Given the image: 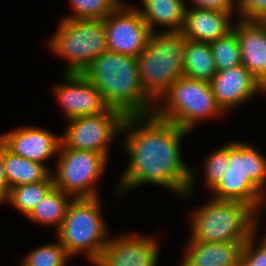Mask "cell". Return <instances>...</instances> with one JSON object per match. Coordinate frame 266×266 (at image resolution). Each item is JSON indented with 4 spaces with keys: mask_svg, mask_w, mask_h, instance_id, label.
<instances>
[{
    "mask_svg": "<svg viewBox=\"0 0 266 266\" xmlns=\"http://www.w3.org/2000/svg\"><path fill=\"white\" fill-rule=\"evenodd\" d=\"M108 51L137 57L152 33L137 8L123 1L104 18Z\"/></svg>",
    "mask_w": 266,
    "mask_h": 266,
    "instance_id": "obj_10",
    "label": "cell"
},
{
    "mask_svg": "<svg viewBox=\"0 0 266 266\" xmlns=\"http://www.w3.org/2000/svg\"><path fill=\"white\" fill-rule=\"evenodd\" d=\"M158 256L155 238L122 233L109 238L100 256V266H157Z\"/></svg>",
    "mask_w": 266,
    "mask_h": 266,
    "instance_id": "obj_12",
    "label": "cell"
},
{
    "mask_svg": "<svg viewBox=\"0 0 266 266\" xmlns=\"http://www.w3.org/2000/svg\"><path fill=\"white\" fill-rule=\"evenodd\" d=\"M229 169L226 173L244 174L263 192L266 190V158L250 144L228 143Z\"/></svg>",
    "mask_w": 266,
    "mask_h": 266,
    "instance_id": "obj_18",
    "label": "cell"
},
{
    "mask_svg": "<svg viewBox=\"0 0 266 266\" xmlns=\"http://www.w3.org/2000/svg\"><path fill=\"white\" fill-rule=\"evenodd\" d=\"M237 32L242 65L266 89V25L262 21L238 19Z\"/></svg>",
    "mask_w": 266,
    "mask_h": 266,
    "instance_id": "obj_15",
    "label": "cell"
},
{
    "mask_svg": "<svg viewBox=\"0 0 266 266\" xmlns=\"http://www.w3.org/2000/svg\"><path fill=\"white\" fill-rule=\"evenodd\" d=\"M212 198L238 201L251 206L255 211L262 206L264 195L244 174L225 173L219 183L211 190Z\"/></svg>",
    "mask_w": 266,
    "mask_h": 266,
    "instance_id": "obj_20",
    "label": "cell"
},
{
    "mask_svg": "<svg viewBox=\"0 0 266 266\" xmlns=\"http://www.w3.org/2000/svg\"><path fill=\"white\" fill-rule=\"evenodd\" d=\"M48 44L58 57L67 61L64 73H82L108 51L104 19L63 18Z\"/></svg>",
    "mask_w": 266,
    "mask_h": 266,
    "instance_id": "obj_7",
    "label": "cell"
},
{
    "mask_svg": "<svg viewBox=\"0 0 266 266\" xmlns=\"http://www.w3.org/2000/svg\"><path fill=\"white\" fill-rule=\"evenodd\" d=\"M0 142L12 153L45 165V161L58 154L61 137L38 127H24L0 135Z\"/></svg>",
    "mask_w": 266,
    "mask_h": 266,
    "instance_id": "obj_14",
    "label": "cell"
},
{
    "mask_svg": "<svg viewBox=\"0 0 266 266\" xmlns=\"http://www.w3.org/2000/svg\"><path fill=\"white\" fill-rule=\"evenodd\" d=\"M5 175L10 188L43 181L51 172L42 164L30 161L9 151L3 145Z\"/></svg>",
    "mask_w": 266,
    "mask_h": 266,
    "instance_id": "obj_21",
    "label": "cell"
},
{
    "mask_svg": "<svg viewBox=\"0 0 266 266\" xmlns=\"http://www.w3.org/2000/svg\"><path fill=\"white\" fill-rule=\"evenodd\" d=\"M216 102L224 113L244 104L255 94L266 92L261 83L243 66L217 71L210 82Z\"/></svg>",
    "mask_w": 266,
    "mask_h": 266,
    "instance_id": "obj_13",
    "label": "cell"
},
{
    "mask_svg": "<svg viewBox=\"0 0 266 266\" xmlns=\"http://www.w3.org/2000/svg\"><path fill=\"white\" fill-rule=\"evenodd\" d=\"M54 186L50 173L43 181L10 188L8 202L27 217Z\"/></svg>",
    "mask_w": 266,
    "mask_h": 266,
    "instance_id": "obj_24",
    "label": "cell"
},
{
    "mask_svg": "<svg viewBox=\"0 0 266 266\" xmlns=\"http://www.w3.org/2000/svg\"><path fill=\"white\" fill-rule=\"evenodd\" d=\"M187 38L181 31L152 32L136 57L143 91L157 103L172 83L184 76Z\"/></svg>",
    "mask_w": 266,
    "mask_h": 266,
    "instance_id": "obj_3",
    "label": "cell"
},
{
    "mask_svg": "<svg viewBox=\"0 0 266 266\" xmlns=\"http://www.w3.org/2000/svg\"><path fill=\"white\" fill-rule=\"evenodd\" d=\"M109 108L125 116L152 115L156 103L143 91L135 57L106 51L82 72Z\"/></svg>",
    "mask_w": 266,
    "mask_h": 266,
    "instance_id": "obj_2",
    "label": "cell"
},
{
    "mask_svg": "<svg viewBox=\"0 0 266 266\" xmlns=\"http://www.w3.org/2000/svg\"><path fill=\"white\" fill-rule=\"evenodd\" d=\"M184 76L211 82L217 72L208 42L186 40L184 53Z\"/></svg>",
    "mask_w": 266,
    "mask_h": 266,
    "instance_id": "obj_22",
    "label": "cell"
},
{
    "mask_svg": "<svg viewBox=\"0 0 266 266\" xmlns=\"http://www.w3.org/2000/svg\"><path fill=\"white\" fill-rule=\"evenodd\" d=\"M125 117L121 111L108 107L96 115L69 119L61 143L71 149L101 153L109 160L108 145L121 134Z\"/></svg>",
    "mask_w": 266,
    "mask_h": 266,
    "instance_id": "obj_9",
    "label": "cell"
},
{
    "mask_svg": "<svg viewBox=\"0 0 266 266\" xmlns=\"http://www.w3.org/2000/svg\"><path fill=\"white\" fill-rule=\"evenodd\" d=\"M68 256L66 249L59 241L51 242L31 250L21 264L24 266H61Z\"/></svg>",
    "mask_w": 266,
    "mask_h": 266,
    "instance_id": "obj_27",
    "label": "cell"
},
{
    "mask_svg": "<svg viewBox=\"0 0 266 266\" xmlns=\"http://www.w3.org/2000/svg\"><path fill=\"white\" fill-rule=\"evenodd\" d=\"M193 7L234 12L237 0H192Z\"/></svg>",
    "mask_w": 266,
    "mask_h": 266,
    "instance_id": "obj_31",
    "label": "cell"
},
{
    "mask_svg": "<svg viewBox=\"0 0 266 266\" xmlns=\"http://www.w3.org/2000/svg\"><path fill=\"white\" fill-rule=\"evenodd\" d=\"M256 214L242 202L211 198L192 213L190 241L245 243L258 229Z\"/></svg>",
    "mask_w": 266,
    "mask_h": 266,
    "instance_id": "obj_4",
    "label": "cell"
},
{
    "mask_svg": "<svg viewBox=\"0 0 266 266\" xmlns=\"http://www.w3.org/2000/svg\"><path fill=\"white\" fill-rule=\"evenodd\" d=\"M217 71L242 65L237 32L233 29L227 35L209 43Z\"/></svg>",
    "mask_w": 266,
    "mask_h": 266,
    "instance_id": "obj_25",
    "label": "cell"
},
{
    "mask_svg": "<svg viewBox=\"0 0 266 266\" xmlns=\"http://www.w3.org/2000/svg\"><path fill=\"white\" fill-rule=\"evenodd\" d=\"M243 244L189 241L180 266H241Z\"/></svg>",
    "mask_w": 266,
    "mask_h": 266,
    "instance_id": "obj_17",
    "label": "cell"
},
{
    "mask_svg": "<svg viewBox=\"0 0 266 266\" xmlns=\"http://www.w3.org/2000/svg\"><path fill=\"white\" fill-rule=\"evenodd\" d=\"M102 216L99 197L71 198L64 221L56 231L69 256L84 253L89 262L100 266V256L110 238Z\"/></svg>",
    "mask_w": 266,
    "mask_h": 266,
    "instance_id": "obj_5",
    "label": "cell"
},
{
    "mask_svg": "<svg viewBox=\"0 0 266 266\" xmlns=\"http://www.w3.org/2000/svg\"><path fill=\"white\" fill-rule=\"evenodd\" d=\"M143 9L137 10L151 32L156 26L166 27L163 31H181L184 25L187 5L184 0H141Z\"/></svg>",
    "mask_w": 266,
    "mask_h": 266,
    "instance_id": "obj_19",
    "label": "cell"
},
{
    "mask_svg": "<svg viewBox=\"0 0 266 266\" xmlns=\"http://www.w3.org/2000/svg\"><path fill=\"white\" fill-rule=\"evenodd\" d=\"M71 195L55 186L44 196L27 216L28 220L43 225H53L56 231L61 227Z\"/></svg>",
    "mask_w": 266,
    "mask_h": 266,
    "instance_id": "obj_23",
    "label": "cell"
},
{
    "mask_svg": "<svg viewBox=\"0 0 266 266\" xmlns=\"http://www.w3.org/2000/svg\"><path fill=\"white\" fill-rule=\"evenodd\" d=\"M121 133L126 135L123 146L130 162L116 186L119 193L151 183L182 197L192 194L196 176L179 148L189 131L152 114L126 116Z\"/></svg>",
    "mask_w": 266,
    "mask_h": 266,
    "instance_id": "obj_1",
    "label": "cell"
},
{
    "mask_svg": "<svg viewBox=\"0 0 266 266\" xmlns=\"http://www.w3.org/2000/svg\"><path fill=\"white\" fill-rule=\"evenodd\" d=\"M63 80L53 92L67 120L96 115L108 108L99 90L82 73H64Z\"/></svg>",
    "mask_w": 266,
    "mask_h": 266,
    "instance_id": "obj_11",
    "label": "cell"
},
{
    "mask_svg": "<svg viewBox=\"0 0 266 266\" xmlns=\"http://www.w3.org/2000/svg\"><path fill=\"white\" fill-rule=\"evenodd\" d=\"M9 191L6 188L0 186V205L8 202Z\"/></svg>",
    "mask_w": 266,
    "mask_h": 266,
    "instance_id": "obj_33",
    "label": "cell"
},
{
    "mask_svg": "<svg viewBox=\"0 0 266 266\" xmlns=\"http://www.w3.org/2000/svg\"><path fill=\"white\" fill-rule=\"evenodd\" d=\"M69 257H72V256H68V257L65 259V261L63 262V264H62L61 266H66L65 264H66V262H67V259H69Z\"/></svg>",
    "mask_w": 266,
    "mask_h": 266,
    "instance_id": "obj_35",
    "label": "cell"
},
{
    "mask_svg": "<svg viewBox=\"0 0 266 266\" xmlns=\"http://www.w3.org/2000/svg\"><path fill=\"white\" fill-rule=\"evenodd\" d=\"M263 204H264V205L266 204V196H265V195H264V197H263L262 206H263Z\"/></svg>",
    "mask_w": 266,
    "mask_h": 266,
    "instance_id": "obj_34",
    "label": "cell"
},
{
    "mask_svg": "<svg viewBox=\"0 0 266 266\" xmlns=\"http://www.w3.org/2000/svg\"><path fill=\"white\" fill-rule=\"evenodd\" d=\"M262 22L266 25V18L262 20Z\"/></svg>",
    "mask_w": 266,
    "mask_h": 266,
    "instance_id": "obj_36",
    "label": "cell"
},
{
    "mask_svg": "<svg viewBox=\"0 0 266 266\" xmlns=\"http://www.w3.org/2000/svg\"><path fill=\"white\" fill-rule=\"evenodd\" d=\"M240 20L262 21L266 18V0H237Z\"/></svg>",
    "mask_w": 266,
    "mask_h": 266,
    "instance_id": "obj_30",
    "label": "cell"
},
{
    "mask_svg": "<svg viewBox=\"0 0 266 266\" xmlns=\"http://www.w3.org/2000/svg\"><path fill=\"white\" fill-rule=\"evenodd\" d=\"M155 105L154 114L187 131L206 118L224 114L216 102L210 82L186 76L178 78Z\"/></svg>",
    "mask_w": 266,
    "mask_h": 266,
    "instance_id": "obj_6",
    "label": "cell"
},
{
    "mask_svg": "<svg viewBox=\"0 0 266 266\" xmlns=\"http://www.w3.org/2000/svg\"><path fill=\"white\" fill-rule=\"evenodd\" d=\"M204 161L205 186L209 187L211 191L229 169L228 143L214 150Z\"/></svg>",
    "mask_w": 266,
    "mask_h": 266,
    "instance_id": "obj_28",
    "label": "cell"
},
{
    "mask_svg": "<svg viewBox=\"0 0 266 266\" xmlns=\"http://www.w3.org/2000/svg\"><path fill=\"white\" fill-rule=\"evenodd\" d=\"M256 230L243 244L241 252V266H266V236L260 246H256ZM256 246V247H255Z\"/></svg>",
    "mask_w": 266,
    "mask_h": 266,
    "instance_id": "obj_29",
    "label": "cell"
},
{
    "mask_svg": "<svg viewBox=\"0 0 266 266\" xmlns=\"http://www.w3.org/2000/svg\"><path fill=\"white\" fill-rule=\"evenodd\" d=\"M54 185L73 198H95L97 180L107 166V159L98 152L77 150L60 143Z\"/></svg>",
    "mask_w": 266,
    "mask_h": 266,
    "instance_id": "obj_8",
    "label": "cell"
},
{
    "mask_svg": "<svg viewBox=\"0 0 266 266\" xmlns=\"http://www.w3.org/2000/svg\"><path fill=\"white\" fill-rule=\"evenodd\" d=\"M233 12L187 6L181 32L191 41L212 42L233 30Z\"/></svg>",
    "mask_w": 266,
    "mask_h": 266,
    "instance_id": "obj_16",
    "label": "cell"
},
{
    "mask_svg": "<svg viewBox=\"0 0 266 266\" xmlns=\"http://www.w3.org/2000/svg\"><path fill=\"white\" fill-rule=\"evenodd\" d=\"M0 186L8 190V181L5 175V166L3 161V144L0 142Z\"/></svg>",
    "mask_w": 266,
    "mask_h": 266,
    "instance_id": "obj_32",
    "label": "cell"
},
{
    "mask_svg": "<svg viewBox=\"0 0 266 266\" xmlns=\"http://www.w3.org/2000/svg\"><path fill=\"white\" fill-rule=\"evenodd\" d=\"M74 9L71 16L64 18L90 20L104 19L114 11L123 1L122 0H70Z\"/></svg>",
    "mask_w": 266,
    "mask_h": 266,
    "instance_id": "obj_26",
    "label": "cell"
}]
</instances>
